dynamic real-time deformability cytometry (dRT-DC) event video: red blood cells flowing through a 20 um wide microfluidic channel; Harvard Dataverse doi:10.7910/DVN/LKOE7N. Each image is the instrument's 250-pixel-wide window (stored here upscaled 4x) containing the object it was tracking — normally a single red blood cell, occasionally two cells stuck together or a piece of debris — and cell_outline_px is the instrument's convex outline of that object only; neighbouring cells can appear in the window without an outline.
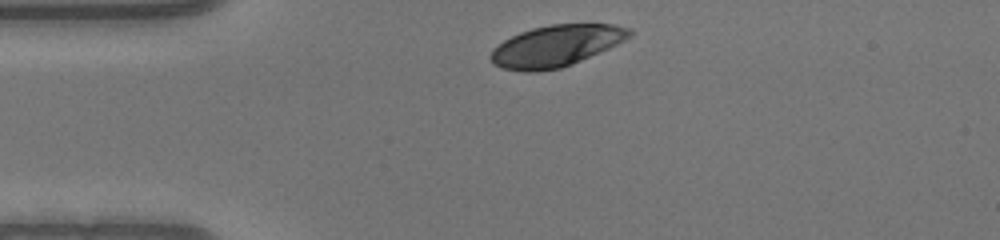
{"species": "human", "species_latin": "Homo sapiens", "temperature_condition": "warm", "stored_images_in_passage": 34, "camera_frame_rate_fps": 3000, "um_per_image_px": 0.085, "donor": {"sex": "male"}, "frame": {"image": 1, "passage_image": 1, "time_ms": 0.0, "image_size_px": [1000, 240], "cell_outline_px": [[600, 24], [588, 52], [564, 64], [552, 68], [512, 68], [500, 64], [492, 56], [508, 40], [516, 36], [540, 28], [564, 24]], "centroid_in_image_um": [46.52, 3.95], "position_along_channel_um": 38.5, "area_um2": 23.87}}
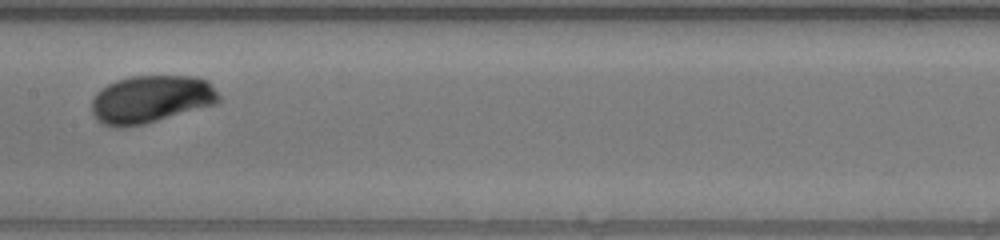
{"frame": {"image": 2, "passage_image": 15, "time_ms": 4.667, "image_size_px": [1000, 240], "cell_outline_px": [[212, 96], [156, 116], [140, 120], [112, 120], [104, 116], [104, 112], [164, 80], [192, 80], [204, 84]], "centroid_in_image_um": [13.54, 8.51], "position_along_channel_um": 193.9, "area_um2": 17.51}}
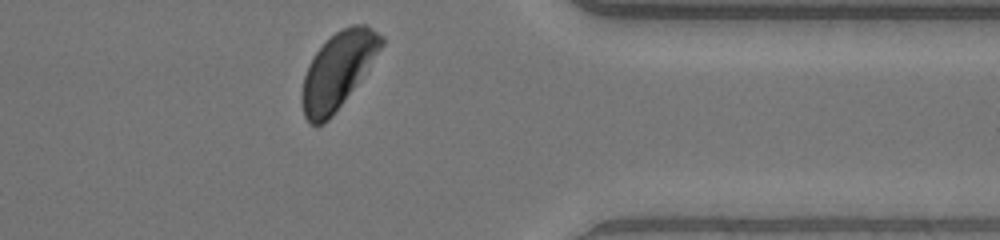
{"frame": {"image": 3, "passage_image": 30, "time_ms": 9.667, "image_size_px": [1000, 240], "cell_outline_px": [[376, 40], [340, 100], [332, 112], [324, 120], [312, 120], [308, 116], [304, 108], [304, 88], [308, 72], [316, 56], [336, 36], [344, 32], [348, 32], [372, 36]], "centroid_in_image_um": [28.41, 6.19], "position_along_channel_um": 383.0, "area_um2": 25.55}}